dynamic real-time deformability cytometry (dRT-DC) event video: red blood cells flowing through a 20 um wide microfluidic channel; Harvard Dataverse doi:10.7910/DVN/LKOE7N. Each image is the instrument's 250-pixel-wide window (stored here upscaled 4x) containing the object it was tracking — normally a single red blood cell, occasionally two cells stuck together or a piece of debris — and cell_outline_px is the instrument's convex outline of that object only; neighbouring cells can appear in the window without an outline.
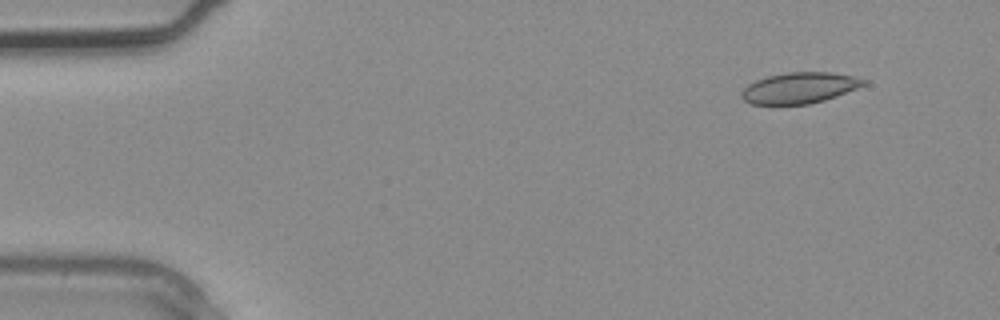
{"species": "common noctule bat (a hibernating species)", "species_latin": "Nyctalus noctula", "temperature_condition": "warm", "stored_images_in_passage": 2, "camera_frame_rate_fps": 3000, "um_per_image_px": 0.085, "animal": {"sex": "male", "body_mass_g": 20.4}, "frame": {"image": 1, "passage_image": 1, "time_ms": 0.0, "image_size_px": [1000, 320], "cell_outline_px": [[868, 84], [836, 96], [824, 100], [808, 104], [752, 104], [744, 100], [740, 96], [740, 92], [748, 84], [756, 80], [768, 76], [788, 72], [832, 72], [852, 76], [868, 80]], "centroid_in_image_um": [67.96, 7.46], "position_along_channel_um": 17.0, "area_um2": 22.02}}